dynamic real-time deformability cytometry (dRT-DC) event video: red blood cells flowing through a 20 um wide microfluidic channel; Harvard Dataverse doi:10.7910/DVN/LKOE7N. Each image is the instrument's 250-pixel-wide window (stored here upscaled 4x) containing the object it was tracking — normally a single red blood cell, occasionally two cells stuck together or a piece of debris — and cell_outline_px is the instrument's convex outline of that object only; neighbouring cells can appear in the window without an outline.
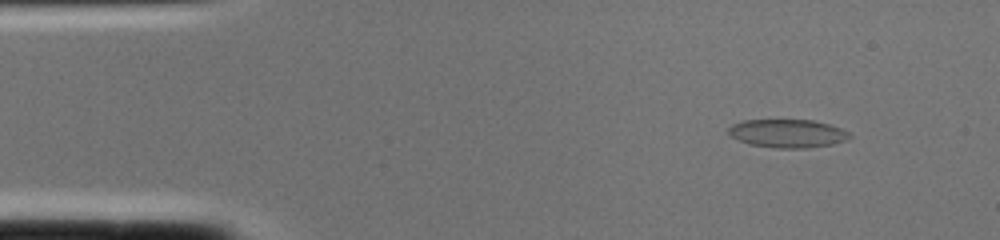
{"species": "common noctule bat (a hibernating species)", "species_latin": "Nyctalus noctula", "temperature_condition": "cold", "stored_images_in_passage": 1, "camera_frame_rate_fps": 3000, "um_per_image_px": 0.085, "animal": {"sex": "female", "body_mass_g": 22.0, "forearm_length_mm": 56.7}, "frame": {"image": 1, "passage_image": 1, "time_ms": 0.0, "image_size_px": [1000, 240], "cell_outline_px": [[852, 136], [848, 140], [832, 144], [804, 148], [776, 148], [748, 144], [732, 136], [728, 132], [728, 128], [732, 124], [744, 120], [812, 120], [828, 124], [840, 128], [848, 132]], "centroid_in_image_um": [66.95, 11.34], "position_along_channel_um": 18.1, "area_um2": 19.88}}